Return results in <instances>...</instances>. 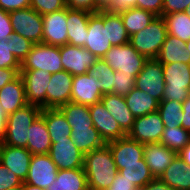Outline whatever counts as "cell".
Here are the masks:
<instances>
[{
    "instance_id": "1",
    "label": "cell",
    "mask_w": 190,
    "mask_h": 190,
    "mask_svg": "<svg viewBox=\"0 0 190 190\" xmlns=\"http://www.w3.org/2000/svg\"><path fill=\"white\" fill-rule=\"evenodd\" d=\"M83 169L89 190H106L118 173L107 144L84 155Z\"/></svg>"
},
{
    "instance_id": "2",
    "label": "cell",
    "mask_w": 190,
    "mask_h": 190,
    "mask_svg": "<svg viewBox=\"0 0 190 190\" xmlns=\"http://www.w3.org/2000/svg\"><path fill=\"white\" fill-rule=\"evenodd\" d=\"M42 109L27 104L8 115L6 136L2 144L27 148L30 126L41 115Z\"/></svg>"
},
{
    "instance_id": "3",
    "label": "cell",
    "mask_w": 190,
    "mask_h": 190,
    "mask_svg": "<svg viewBox=\"0 0 190 190\" xmlns=\"http://www.w3.org/2000/svg\"><path fill=\"white\" fill-rule=\"evenodd\" d=\"M167 35L168 31L163 17L156 16L145 29L131 35L129 43L147 59H156Z\"/></svg>"
},
{
    "instance_id": "4",
    "label": "cell",
    "mask_w": 190,
    "mask_h": 190,
    "mask_svg": "<svg viewBox=\"0 0 190 190\" xmlns=\"http://www.w3.org/2000/svg\"><path fill=\"white\" fill-rule=\"evenodd\" d=\"M165 78L163 100L184 102L190 96V64H162Z\"/></svg>"
},
{
    "instance_id": "5",
    "label": "cell",
    "mask_w": 190,
    "mask_h": 190,
    "mask_svg": "<svg viewBox=\"0 0 190 190\" xmlns=\"http://www.w3.org/2000/svg\"><path fill=\"white\" fill-rule=\"evenodd\" d=\"M114 71L126 75L136 76L142 71L148 60L138 53L128 42L123 45L112 46L102 58Z\"/></svg>"
},
{
    "instance_id": "6",
    "label": "cell",
    "mask_w": 190,
    "mask_h": 190,
    "mask_svg": "<svg viewBox=\"0 0 190 190\" xmlns=\"http://www.w3.org/2000/svg\"><path fill=\"white\" fill-rule=\"evenodd\" d=\"M20 70H43L50 74L63 70L59 46L34 44L21 63Z\"/></svg>"
},
{
    "instance_id": "7",
    "label": "cell",
    "mask_w": 190,
    "mask_h": 190,
    "mask_svg": "<svg viewBox=\"0 0 190 190\" xmlns=\"http://www.w3.org/2000/svg\"><path fill=\"white\" fill-rule=\"evenodd\" d=\"M9 18L14 32L31 40L34 44L42 43V15L31 7H27L10 12Z\"/></svg>"
},
{
    "instance_id": "8",
    "label": "cell",
    "mask_w": 190,
    "mask_h": 190,
    "mask_svg": "<svg viewBox=\"0 0 190 190\" xmlns=\"http://www.w3.org/2000/svg\"><path fill=\"white\" fill-rule=\"evenodd\" d=\"M135 87L161 102L165 88L162 64L157 59H148L136 76Z\"/></svg>"
},
{
    "instance_id": "9",
    "label": "cell",
    "mask_w": 190,
    "mask_h": 190,
    "mask_svg": "<svg viewBox=\"0 0 190 190\" xmlns=\"http://www.w3.org/2000/svg\"><path fill=\"white\" fill-rule=\"evenodd\" d=\"M111 150L117 170L123 165L146 164L144 159V144L133 140L128 135L106 143Z\"/></svg>"
},
{
    "instance_id": "10",
    "label": "cell",
    "mask_w": 190,
    "mask_h": 190,
    "mask_svg": "<svg viewBox=\"0 0 190 190\" xmlns=\"http://www.w3.org/2000/svg\"><path fill=\"white\" fill-rule=\"evenodd\" d=\"M27 103L46 109V91L51 74L43 70H20Z\"/></svg>"
},
{
    "instance_id": "11",
    "label": "cell",
    "mask_w": 190,
    "mask_h": 190,
    "mask_svg": "<svg viewBox=\"0 0 190 190\" xmlns=\"http://www.w3.org/2000/svg\"><path fill=\"white\" fill-rule=\"evenodd\" d=\"M165 129L158 111L135 118L133 127L128 136L142 144L160 143Z\"/></svg>"
},
{
    "instance_id": "12",
    "label": "cell",
    "mask_w": 190,
    "mask_h": 190,
    "mask_svg": "<svg viewBox=\"0 0 190 190\" xmlns=\"http://www.w3.org/2000/svg\"><path fill=\"white\" fill-rule=\"evenodd\" d=\"M63 70L72 76L87 74L97 57L81 46L65 44L59 46Z\"/></svg>"
},
{
    "instance_id": "13",
    "label": "cell",
    "mask_w": 190,
    "mask_h": 190,
    "mask_svg": "<svg viewBox=\"0 0 190 190\" xmlns=\"http://www.w3.org/2000/svg\"><path fill=\"white\" fill-rule=\"evenodd\" d=\"M58 168L48 154L33 155L25 183L47 189L56 180Z\"/></svg>"
},
{
    "instance_id": "14",
    "label": "cell",
    "mask_w": 190,
    "mask_h": 190,
    "mask_svg": "<svg viewBox=\"0 0 190 190\" xmlns=\"http://www.w3.org/2000/svg\"><path fill=\"white\" fill-rule=\"evenodd\" d=\"M83 47L94 54L97 59L103 58L112 47L108 40L107 25H103V11L90 14L86 44Z\"/></svg>"
},
{
    "instance_id": "15",
    "label": "cell",
    "mask_w": 190,
    "mask_h": 190,
    "mask_svg": "<svg viewBox=\"0 0 190 190\" xmlns=\"http://www.w3.org/2000/svg\"><path fill=\"white\" fill-rule=\"evenodd\" d=\"M42 43L53 46L68 44L67 7L50 14L42 15Z\"/></svg>"
},
{
    "instance_id": "16",
    "label": "cell",
    "mask_w": 190,
    "mask_h": 190,
    "mask_svg": "<svg viewBox=\"0 0 190 190\" xmlns=\"http://www.w3.org/2000/svg\"><path fill=\"white\" fill-rule=\"evenodd\" d=\"M73 77L65 70L51 74V81L46 91V109H57L71 102Z\"/></svg>"
},
{
    "instance_id": "17",
    "label": "cell",
    "mask_w": 190,
    "mask_h": 190,
    "mask_svg": "<svg viewBox=\"0 0 190 190\" xmlns=\"http://www.w3.org/2000/svg\"><path fill=\"white\" fill-rule=\"evenodd\" d=\"M48 155L58 170L83 168L84 154L77 149L72 139H62L52 143Z\"/></svg>"
},
{
    "instance_id": "18",
    "label": "cell",
    "mask_w": 190,
    "mask_h": 190,
    "mask_svg": "<svg viewBox=\"0 0 190 190\" xmlns=\"http://www.w3.org/2000/svg\"><path fill=\"white\" fill-rule=\"evenodd\" d=\"M100 83L99 79L89 73L75 75L72 81L71 102L87 106L100 102L103 96Z\"/></svg>"
},
{
    "instance_id": "19",
    "label": "cell",
    "mask_w": 190,
    "mask_h": 190,
    "mask_svg": "<svg viewBox=\"0 0 190 190\" xmlns=\"http://www.w3.org/2000/svg\"><path fill=\"white\" fill-rule=\"evenodd\" d=\"M32 156L26 148L0 143V163L23 182L28 175Z\"/></svg>"
},
{
    "instance_id": "20",
    "label": "cell",
    "mask_w": 190,
    "mask_h": 190,
    "mask_svg": "<svg viewBox=\"0 0 190 190\" xmlns=\"http://www.w3.org/2000/svg\"><path fill=\"white\" fill-rule=\"evenodd\" d=\"M89 109L94 128L106 143L126 136L101 101L90 105Z\"/></svg>"
},
{
    "instance_id": "21",
    "label": "cell",
    "mask_w": 190,
    "mask_h": 190,
    "mask_svg": "<svg viewBox=\"0 0 190 190\" xmlns=\"http://www.w3.org/2000/svg\"><path fill=\"white\" fill-rule=\"evenodd\" d=\"M177 153L161 143L144 144V159L154 178H159L169 167Z\"/></svg>"
},
{
    "instance_id": "22",
    "label": "cell",
    "mask_w": 190,
    "mask_h": 190,
    "mask_svg": "<svg viewBox=\"0 0 190 190\" xmlns=\"http://www.w3.org/2000/svg\"><path fill=\"white\" fill-rule=\"evenodd\" d=\"M91 12L67 7L68 44L83 47L88 34V21Z\"/></svg>"
},
{
    "instance_id": "23",
    "label": "cell",
    "mask_w": 190,
    "mask_h": 190,
    "mask_svg": "<svg viewBox=\"0 0 190 190\" xmlns=\"http://www.w3.org/2000/svg\"><path fill=\"white\" fill-rule=\"evenodd\" d=\"M100 101L117 121L122 131L128 135L133 127L135 117L127 107L125 98L115 94H106L102 96Z\"/></svg>"
},
{
    "instance_id": "24",
    "label": "cell",
    "mask_w": 190,
    "mask_h": 190,
    "mask_svg": "<svg viewBox=\"0 0 190 190\" xmlns=\"http://www.w3.org/2000/svg\"><path fill=\"white\" fill-rule=\"evenodd\" d=\"M0 103L8 115L28 104L20 75L0 89Z\"/></svg>"
},
{
    "instance_id": "25",
    "label": "cell",
    "mask_w": 190,
    "mask_h": 190,
    "mask_svg": "<svg viewBox=\"0 0 190 190\" xmlns=\"http://www.w3.org/2000/svg\"><path fill=\"white\" fill-rule=\"evenodd\" d=\"M159 179L175 190H190V168L178 154Z\"/></svg>"
},
{
    "instance_id": "26",
    "label": "cell",
    "mask_w": 190,
    "mask_h": 190,
    "mask_svg": "<svg viewBox=\"0 0 190 190\" xmlns=\"http://www.w3.org/2000/svg\"><path fill=\"white\" fill-rule=\"evenodd\" d=\"M185 45V41L168 34L156 59L161 64L176 62L190 64V52Z\"/></svg>"
},
{
    "instance_id": "27",
    "label": "cell",
    "mask_w": 190,
    "mask_h": 190,
    "mask_svg": "<svg viewBox=\"0 0 190 190\" xmlns=\"http://www.w3.org/2000/svg\"><path fill=\"white\" fill-rule=\"evenodd\" d=\"M51 139L44 119L39 116L30 126L27 150L32 154H48Z\"/></svg>"
},
{
    "instance_id": "28",
    "label": "cell",
    "mask_w": 190,
    "mask_h": 190,
    "mask_svg": "<svg viewBox=\"0 0 190 190\" xmlns=\"http://www.w3.org/2000/svg\"><path fill=\"white\" fill-rule=\"evenodd\" d=\"M40 116L46 123L51 143H57V140L71 139V126L58 109H42Z\"/></svg>"
},
{
    "instance_id": "29",
    "label": "cell",
    "mask_w": 190,
    "mask_h": 190,
    "mask_svg": "<svg viewBox=\"0 0 190 190\" xmlns=\"http://www.w3.org/2000/svg\"><path fill=\"white\" fill-rule=\"evenodd\" d=\"M71 129L70 138L76 145L77 149L84 155L106 144L94 126H81Z\"/></svg>"
},
{
    "instance_id": "30",
    "label": "cell",
    "mask_w": 190,
    "mask_h": 190,
    "mask_svg": "<svg viewBox=\"0 0 190 190\" xmlns=\"http://www.w3.org/2000/svg\"><path fill=\"white\" fill-rule=\"evenodd\" d=\"M46 190H88L84 169L58 170L56 180Z\"/></svg>"
},
{
    "instance_id": "31",
    "label": "cell",
    "mask_w": 190,
    "mask_h": 190,
    "mask_svg": "<svg viewBox=\"0 0 190 190\" xmlns=\"http://www.w3.org/2000/svg\"><path fill=\"white\" fill-rule=\"evenodd\" d=\"M124 98L135 118L158 111L160 102L136 87Z\"/></svg>"
},
{
    "instance_id": "32",
    "label": "cell",
    "mask_w": 190,
    "mask_h": 190,
    "mask_svg": "<svg viewBox=\"0 0 190 190\" xmlns=\"http://www.w3.org/2000/svg\"><path fill=\"white\" fill-rule=\"evenodd\" d=\"M57 109L64 115L71 128L94 126L91 120L90 109L87 105L68 102Z\"/></svg>"
},
{
    "instance_id": "33",
    "label": "cell",
    "mask_w": 190,
    "mask_h": 190,
    "mask_svg": "<svg viewBox=\"0 0 190 190\" xmlns=\"http://www.w3.org/2000/svg\"><path fill=\"white\" fill-rule=\"evenodd\" d=\"M120 15L129 36L145 29L156 17L153 13L136 7L130 8Z\"/></svg>"
},
{
    "instance_id": "34",
    "label": "cell",
    "mask_w": 190,
    "mask_h": 190,
    "mask_svg": "<svg viewBox=\"0 0 190 190\" xmlns=\"http://www.w3.org/2000/svg\"><path fill=\"white\" fill-rule=\"evenodd\" d=\"M103 25H107L108 40L112 46L123 45L129 42L120 14L103 11Z\"/></svg>"
},
{
    "instance_id": "35",
    "label": "cell",
    "mask_w": 190,
    "mask_h": 190,
    "mask_svg": "<svg viewBox=\"0 0 190 190\" xmlns=\"http://www.w3.org/2000/svg\"><path fill=\"white\" fill-rule=\"evenodd\" d=\"M162 17L169 35L185 42L190 39V17L187 12L170 13Z\"/></svg>"
},
{
    "instance_id": "36",
    "label": "cell",
    "mask_w": 190,
    "mask_h": 190,
    "mask_svg": "<svg viewBox=\"0 0 190 190\" xmlns=\"http://www.w3.org/2000/svg\"><path fill=\"white\" fill-rule=\"evenodd\" d=\"M88 73L100 80V91L102 95L113 94L115 71L102 58H98L95 61L89 68Z\"/></svg>"
},
{
    "instance_id": "37",
    "label": "cell",
    "mask_w": 190,
    "mask_h": 190,
    "mask_svg": "<svg viewBox=\"0 0 190 190\" xmlns=\"http://www.w3.org/2000/svg\"><path fill=\"white\" fill-rule=\"evenodd\" d=\"M182 102L162 100L159 103L158 112L161 115L165 128H175L182 125Z\"/></svg>"
},
{
    "instance_id": "38",
    "label": "cell",
    "mask_w": 190,
    "mask_h": 190,
    "mask_svg": "<svg viewBox=\"0 0 190 190\" xmlns=\"http://www.w3.org/2000/svg\"><path fill=\"white\" fill-rule=\"evenodd\" d=\"M160 143L178 154L190 143V132L181 126L165 128Z\"/></svg>"
},
{
    "instance_id": "39",
    "label": "cell",
    "mask_w": 190,
    "mask_h": 190,
    "mask_svg": "<svg viewBox=\"0 0 190 190\" xmlns=\"http://www.w3.org/2000/svg\"><path fill=\"white\" fill-rule=\"evenodd\" d=\"M118 173L124 176L130 183H133L138 189L143 188L154 179L147 164L123 165V169L118 170Z\"/></svg>"
},
{
    "instance_id": "40",
    "label": "cell",
    "mask_w": 190,
    "mask_h": 190,
    "mask_svg": "<svg viewBox=\"0 0 190 190\" xmlns=\"http://www.w3.org/2000/svg\"><path fill=\"white\" fill-rule=\"evenodd\" d=\"M8 44H10L11 53L17 58V60L22 63V61L27 57L30 50L33 48L34 43L21 35L13 32L8 39Z\"/></svg>"
},
{
    "instance_id": "41",
    "label": "cell",
    "mask_w": 190,
    "mask_h": 190,
    "mask_svg": "<svg viewBox=\"0 0 190 190\" xmlns=\"http://www.w3.org/2000/svg\"><path fill=\"white\" fill-rule=\"evenodd\" d=\"M136 78L133 75H126L120 71H115L113 81V94L127 96L135 87Z\"/></svg>"
},
{
    "instance_id": "42",
    "label": "cell",
    "mask_w": 190,
    "mask_h": 190,
    "mask_svg": "<svg viewBox=\"0 0 190 190\" xmlns=\"http://www.w3.org/2000/svg\"><path fill=\"white\" fill-rule=\"evenodd\" d=\"M30 7L40 15L50 14L66 8L65 0H31Z\"/></svg>"
},
{
    "instance_id": "43",
    "label": "cell",
    "mask_w": 190,
    "mask_h": 190,
    "mask_svg": "<svg viewBox=\"0 0 190 190\" xmlns=\"http://www.w3.org/2000/svg\"><path fill=\"white\" fill-rule=\"evenodd\" d=\"M0 68L21 69V63L11 53L8 40L0 41Z\"/></svg>"
},
{
    "instance_id": "44",
    "label": "cell",
    "mask_w": 190,
    "mask_h": 190,
    "mask_svg": "<svg viewBox=\"0 0 190 190\" xmlns=\"http://www.w3.org/2000/svg\"><path fill=\"white\" fill-rule=\"evenodd\" d=\"M21 181L12 171L8 170L0 163V190H8L16 186H21Z\"/></svg>"
},
{
    "instance_id": "45",
    "label": "cell",
    "mask_w": 190,
    "mask_h": 190,
    "mask_svg": "<svg viewBox=\"0 0 190 190\" xmlns=\"http://www.w3.org/2000/svg\"><path fill=\"white\" fill-rule=\"evenodd\" d=\"M190 0H163V15L186 12Z\"/></svg>"
},
{
    "instance_id": "46",
    "label": "cell",
    "mask_w": 190,
    "mask_h": 190,
    "mask_svg": "<svg viewBox=\"0 0 190 190\" xmlns=\"http://www.w3.org/2000/svg\"><path fill=\"white\" fill-rule=\"evenodd\" d=\"M137 8L163 16V0H137Z\"/></svg>"
},
{
    "instance_id": "47",
    "label": "cell",
    "mask_w": 190,
    "mask_h": 190,
    "mask_svg": "<svg viewBox=\"0 0 190 190\" xmlns=\"http://www.w3.org/2000/svg\"><path fill=\"white\" fill-rule=\"evenodd\" d=\"M13 32L9 13L0 8V41L8 40Z\"/></svg>"
},
{
    "instance_id": "48",
    "label": "cell",
    "mask_w": 190,
    "mask_h": 190,
    "mask_svg": "<svg viewBox=\"0 0 190 190\" xmlns=\"http://www.w3.org/2000/svg\"><path fill=\"white\" fill-rule=\"evenodd\" d=\"M134 7L137 8V0H113L111 6L106 11L121 14Z\"/></svg>"
},
{
    "instance_id": "49",
    "label": "cell",
    "mask_w": 190,
    "mask_h": 190,
    "mask_svg": "<svg viewBox=\"0 0 190 190\" xmlns=\"http://www.w3.org/2000/svg\"><path fill=\"white\" fill-rule=\"evenodd\" d=\"M31 0H0V8L8 13L30 7Z\"/></svg>"
},
{
    "instance_id": "50",
    "label": "cell",
    "mask_w": 190,
    "mask_h": 190,
    "mask_svg": "<svg viewBox=\"0 0 190 190\" xmlns=\"http://www.w3.org/2000/svg\"><path fill=\"white\" fill-rule=\"evenodd\" d=\"M106 190H139V189L133 183H130V181L124 178V176L117 173L113 183Z\"/></svg>"
},
{
    "instance_id": "51",
    "label": "cell",
    "mask_w": 190,
    "mask_h": 190,
    "mask_svg": "<svg viewBox=\"0 0 190 190\" xmlns=\"http://www.w3.org/2000/svg\"><path fill=\"white\" fill-rule=\"evenodd\" d=\"M65 2L68 8L82 9L95 13V0H65Z\"/></svg>"
},
{
    "instance_id": "52",
    "label": "cell",
    "mask_w": 190,
    "mask_h": 190,
    "mask_svg": "<svg viewBox=\"0 0 190 190\" xmlns=\"http://www.w3.org/2000/svg\"><path fill=\"white\" fill-rule=\"evenodd\" d=\"M20 75V69L0 68V89Z\"/></svg>"
},
{
    "instance_id": "53",
    "label": "cell",
    "mask_w": 190,
    "mask_h": 190,
    "mask_svg": "<svg viewBox=\"0 0 190 190\" xmlns=\"http://www.w3.org/2000/svg\"><path fill=\"white\" fill-rule=\"evenodd\" d=\"M183 119L181 127L190 132V96L182 103Z\"/></svg>"
},
{
    "instance_id": "54",
    "label": "cell",
    "mask_w": 190,
    "mask_h": 190,
    "mask_svg": "<svg viewBox=\"0 0 190 190\" xmlns=\"http://www.w3.org/2000/svg\"><path fill=\"white\" fill-rule=\"evenodd\" d=\"M139 190H175V189L163 183L159 178H154L151 182H149L147 185H145L143 188Z\"/></svg>"
},
{
    "instance_id": "55",
    "label": "cell",
    "mask_w": 190,
    "mask_h": 190,
    "mask_svg": "<svg viewBox=\"0 0 190 190\" xmlns=\"http://www.w3.org/2000/svg\"><path fill=\"white\" fill-rule=\"evenodd\" d=\"M8 114L4 111L0 103V143H2L6 136Z\"/></svg>"
},
{
    "instance_id": "56",
    "label": "cell",
    "mask_w": 190,
    "mask_h": 190,
    "mask_svg": "<svg viewBox=\"0 0 190 190\" xmlns=\"http://www.w3.org/2000/svg\"><path fill=\"white\" fill-rule=\"evenodd\" d=\"M113 0H95V12L106 11Z\"/></svg>"
},
{
    "instance_id": "57",
    "label": "cell",
    "mask_w": 190,
    "mask_h": 190,
    "mask_svg": "<svg viewBox=\"0 0 190 190\" xmlns=\"http://www.w3.org/2000/svg\"><path fill=\"white\" fill-rule=\"evenodd\" d=\"M178 155L182 158V160L186 163L187 167L190 168V143L183 148Z\"/></svg>"
},
{
    "instance_id": "58",
    "label": "cell",
    "mask_w": 190,
    "mask_h": 190,
    "mask_svg": "<svg viewBox=\"0 0 190 190\" xmlns=\"http://www.w3.org/2000/svg\"><path fill=\"white\" fill-rule=\"evenodd\" d=\"M22 190H45L34 185H29L25 182L22 183Z\"/></svg>"
},
{
    "instance_id": "59",
    "label": "cell",
    "mask_w": 190,
    "mask_h": 190,
    "mask_svg": "<svg viewBox=\"0 0 190 190\" xmlns=\"http://www.w3.org/2000/svg\"><path fill=\"white\" fill-rule=\"evenodd\" d=\"M8 190H22V185L21 186H16L13 188H9Z\"/></svg>"
},
{
    "instance_id": "60",
    "label": "cell",
    "mask_w": 190,
    "mask_h": 190,
    "mask_svg": "<svg viewBox=\"0 0 190 190\" xmlns=\"http://www.w3.org/2000/svg\"><path fill=\"white\" fill-rule=\"evenodd\" d=\"M185 47H186V48L189 50V52H190V39L186 42Z\"/></svg>"
},
{
    "instance_id": "61",
    "label": "cell",
    "mask_w": 190,
    "mask_h": 190,
    "mask_svg": "<svg viewBox=\"0 0 190 190\" xmlns=\"http://www.w3.org/2000/svg\"><path fill=\"white\" fill-rule=\"evenodd\" d=\"M186 12H187L188 16L190 17V4H189V6L186 8Z\"/></svg>"
}]
</instances>
